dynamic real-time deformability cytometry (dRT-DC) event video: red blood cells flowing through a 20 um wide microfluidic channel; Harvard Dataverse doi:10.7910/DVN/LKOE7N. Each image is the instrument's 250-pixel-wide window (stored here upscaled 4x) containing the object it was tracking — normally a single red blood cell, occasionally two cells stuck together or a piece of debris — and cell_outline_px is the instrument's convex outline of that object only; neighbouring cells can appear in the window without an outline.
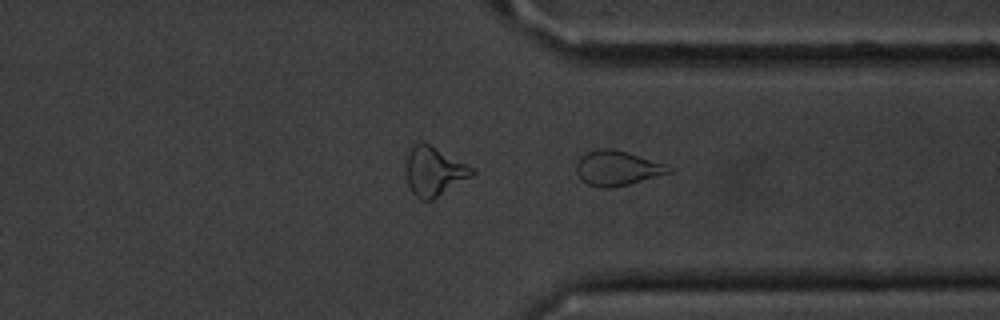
{"species": "common noctule bat (a hibernating species)", "species_latin": "Nyctalus noctula", "temperature_condition": "cold", "stored_images_in_passage": 29, "camera_frame_rate_fps": 3000, "um_per_image_px": 0.085, "animal": {"sex": "male", "body_mass_g": 20.1, "forearm_length_mm": 53.5}, "frame": {"image": 1, "passage_image": 29, "time_ms": 9.333, "image_size_px": [1000, 320], "cell_outline_px": [[672, 172], [628, 184], [612, 188], [600, 188], [588, 184], [576, 172], [576, 164], [580, 156], [584, 152], [604, 148], [608, 148], [628, 152], [664, 164], [672, 168]], "centroid_in_image_um": [52.43, 14.29], "position_along_channel_um": 359.0, "area_um2": 18.55}}